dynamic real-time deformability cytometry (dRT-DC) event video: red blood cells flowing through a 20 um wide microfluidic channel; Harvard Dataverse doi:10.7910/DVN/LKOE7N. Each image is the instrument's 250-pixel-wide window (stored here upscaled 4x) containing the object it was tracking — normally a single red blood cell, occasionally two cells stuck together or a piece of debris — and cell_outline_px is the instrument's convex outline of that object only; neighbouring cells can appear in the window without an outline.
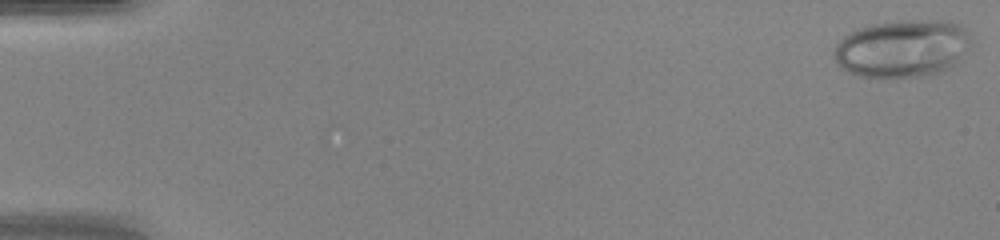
{"species": "human", "species_latin": "Homo sapiens", "temperature_condition": "warm", "stored_images_in_passage": 48, "camera_frame_rate_fps": 3000, "um_per_image_px": 0.085, "donor": {"sex": "female"}, "frame": {"image": 1, "passage_image": 1, "time_ms": 0.0, "image_size_px": [1000, 240], "cell_outline_px": [[972, 44], [960, 60], [956, 64], [940, 72], [928, 76], [884, 80], [856, 76], [840, 68], [836, 64], [832, 52], [836, 44], [848, 32], [856, 28], [868, 24], [900, 20], [948, 20], [960, 24], [968, 32], [972, 40]], "centroid_in_image_um": [76.67, 4.15], "position_along_channel_um": 8.3, "area_um2": 47.8}}
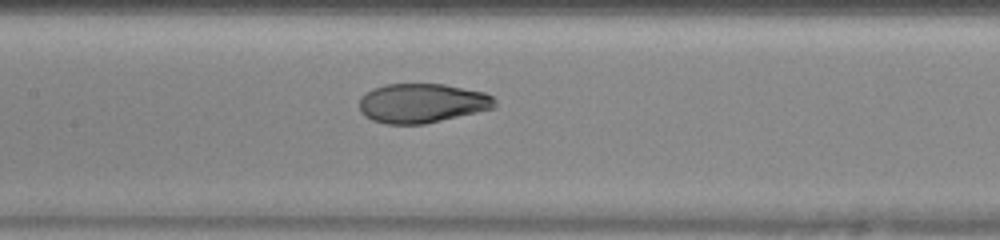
{"frame": {"image": 2, "passage_image": 24, "time_ms": 7.667, "image_size_px": [1000, 240], "cell_outline_px": [[496, 108], [424, 124], [384, 124], [372, 120], [364, 116], [360, 112], [360, 100], [372, 88], [388, 84], [444, 84], [484, 92], [492, 96], [496, 100]], "centroid_in_image_um": [35.89, 8.78], "position_along_channel_um": 171.5, "area_um2": 31.1}}
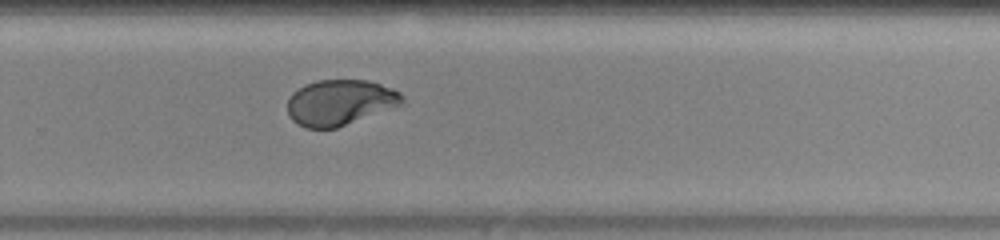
{"frame": {"image": 3, "passage_image": 33, "time_ms": 10.667, "image_size_px": [1000, 240], "cell_outline_px": [[404, 104], [336, 128], [304, 128], [296, 124], [292, 120], [288, 112], [288, 100], [292, 92], [304, 84], [316, 80], [368, 80], [392, 88], [400, 92], [404, 96]], "centroid_in_image_um": [28.9, 8.7], "position_along_channel_um": 300.9, "area_um2": 30.69}, "authors_computed_cell_mechanics": {"area_um2": 33.0616, "velocity_mm_per_s": 4.3247, "shape_relaxation_time_tau1_ms": 7.2766, "shape_relaxation_time_tau2_ms": null, "deformation_change_tau1": 0.2924, "deformation_change_tau2": null}}